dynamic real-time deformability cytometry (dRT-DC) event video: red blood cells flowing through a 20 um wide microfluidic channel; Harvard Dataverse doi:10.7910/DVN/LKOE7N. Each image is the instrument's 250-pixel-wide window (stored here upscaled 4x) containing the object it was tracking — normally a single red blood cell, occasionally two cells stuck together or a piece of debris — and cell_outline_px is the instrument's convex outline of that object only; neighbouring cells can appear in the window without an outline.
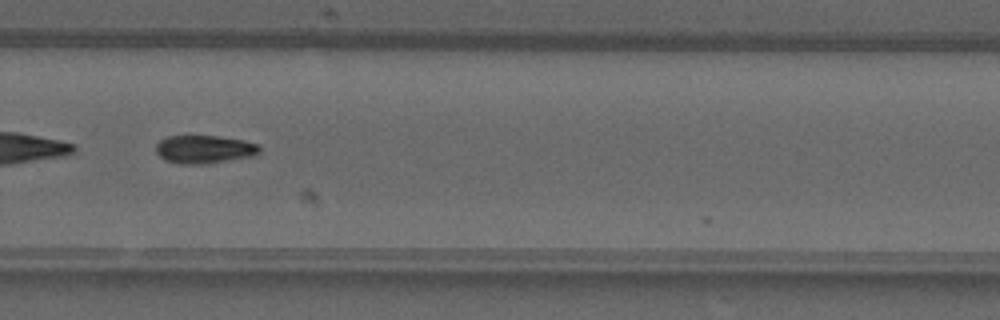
{"species": "common noctule bat (a hibernating species)", "species_latin": "Nyctalus noctula", "temperature_condition": "warm", "stored_images_in_passage": 28, "camera_frame_rate_fps": 3000, "um_per_image_px": 0.085, "animal": {"sex": "male", "forearm_length_mm": 52.5}, "frame": {"image": 1, "passage_image": 20, "time_ms": 6.333, "image_size_px": [1000, 320], "cell_outline_px": [[260, 152], [256, 156], [208, 164], [180, 164], [164, 160], [156, 152], [156, 144], [160, 140], [168, 136], [216, 136], [244, 140], [260, 144]], "centroid_in_image_um": [17.41, 12.7], "position_along_channel_um": 312.4, "area_um2": 17.28}}